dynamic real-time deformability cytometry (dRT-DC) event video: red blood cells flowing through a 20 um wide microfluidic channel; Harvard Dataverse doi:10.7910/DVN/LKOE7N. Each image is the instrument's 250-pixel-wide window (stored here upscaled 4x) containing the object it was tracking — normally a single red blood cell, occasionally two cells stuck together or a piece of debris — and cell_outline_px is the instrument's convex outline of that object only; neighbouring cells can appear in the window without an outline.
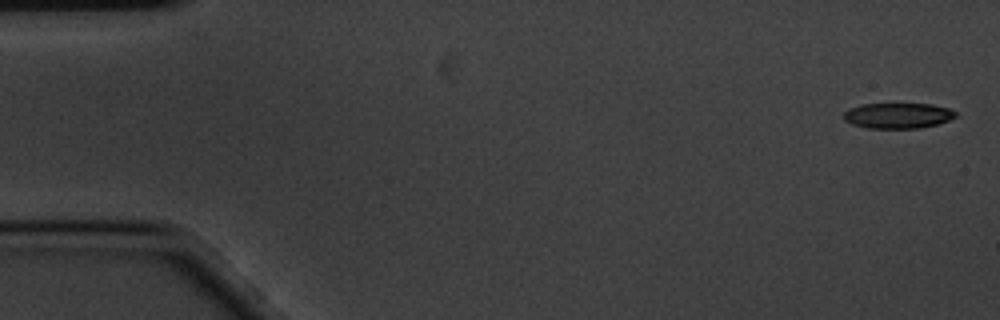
{"species": "common noctule bat (a hibernating species)", "species_latin": "Nyctalus noctula", "temperature_condition": "cold", "stored_images_in_passage": 6, "camera_frame_rate_fps": 3000, "um_per_image_px": 0.085, "animal": {"sex": "male", "body_mass_g": 20.1, "forearm_length_mm": 53.5}, "frame": {"image": 1, "passage_image": 1, "time_ms": 0.0, "image_size_px": [1000, 320], "cell_outline_px": [[956, 116], [948, 120], [936, 124], [920, 128], [868, 128], [852, 124], [844, 120], [844, 112], [848, 108], [860, 104], [932, 104], [948, 108], [956, 112]], "centroid_in_image_um": [76.29, 9.82], "position_along_channel_um": 8.7, "area_um2": 16.59}}
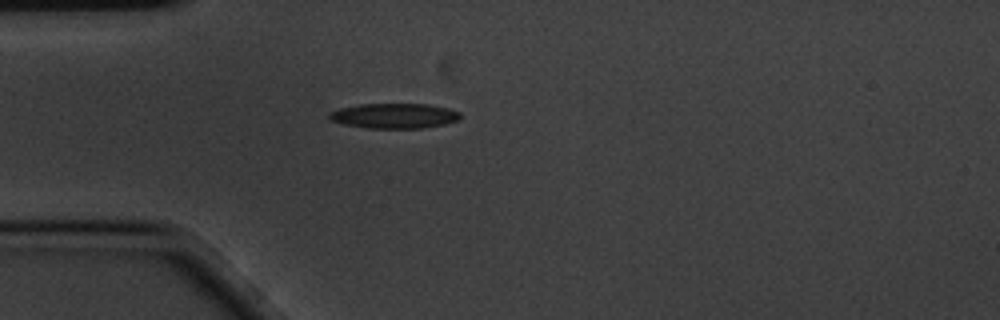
{"frame": {"image": 2, "passage_image": 5, "time_ms": 1.333, "image_size_px": [1000, 320], "cell_outline_px": [[460, 120], [444, 124], [424, 128], [368, 128], [344, 124], [332, 120], [328, 116], [328, 112], [340, 108], [360, 104], [428, 104], [448, 108], [460, 112]], "centroid_in_image_um": [33.53, 9.84], "position_along_channel_um": 51.5, "area_um2": 19.13}}